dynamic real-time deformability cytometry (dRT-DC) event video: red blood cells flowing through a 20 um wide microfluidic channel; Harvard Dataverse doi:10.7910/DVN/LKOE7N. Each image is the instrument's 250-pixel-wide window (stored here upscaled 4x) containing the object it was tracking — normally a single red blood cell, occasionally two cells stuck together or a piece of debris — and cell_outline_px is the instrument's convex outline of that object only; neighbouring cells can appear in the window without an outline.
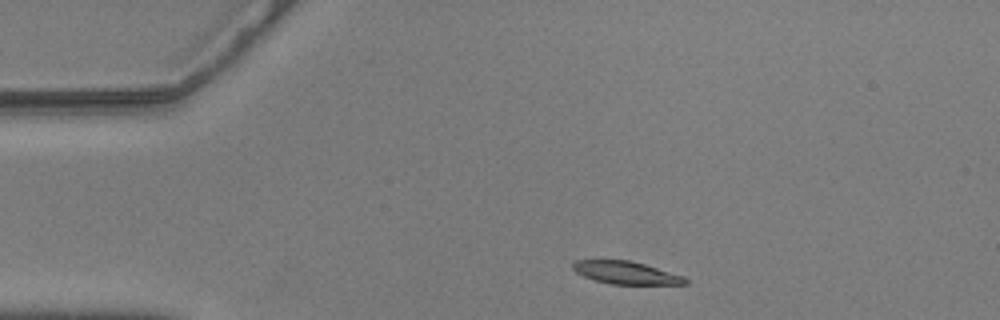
{"species": "common noctule bat (a hibernating species)", "species_latin": "Nyctalus noctula", "temperature_condition": "warm", "stored_images_in_passage": 47, "camera_frame_rate_fps": 3000, "um_per_image_px": 0.085, "animal": {"sex": "male", "body_mass_g": 20.5, "forearm_length_mm": 52.5}, "frame": {"image": 1, "passage_image": 1, "time_ms": 0.0, "image_size_px": [1000, 320], "cell_outline_px": [[688, 284], [612, 284], [596, 280], [584, 276], [576, 272], [572, 268], [572, 264], [576, 260], [632, 260], [684, 276], [688, 280]], "centroid_in_image_um": [53.23, 23.17], "position_along_channel_um": 31.8, "area_um2": 14.8}}
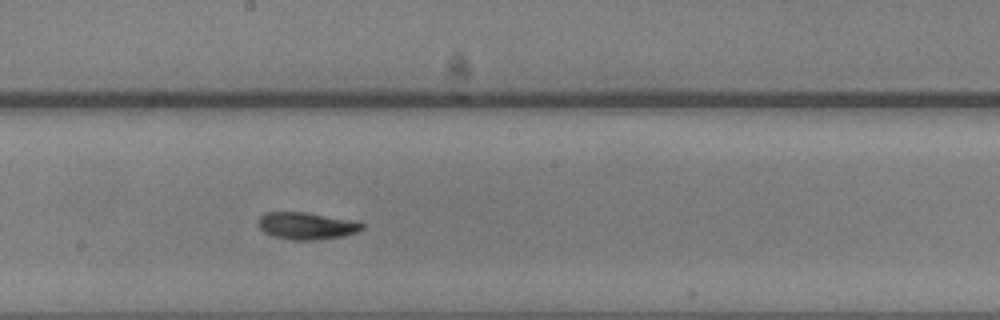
{"frame": {"image": 2, "passage_image": 21, "time_ms": 6.667, "image_size_px": [1000, 320], "cell_outline_px": [[364, 228], [356, 232], [344, 236], [316, 240], [292, 240], [272, 236], [264, 232], [256, 224], [260, 216], [264, 212], [304, 212], [364, 224]], "centroid_in_image_um": [25.95, 19.21], "position_along_channel_um": 222.2, "area_um2": 16.13}}
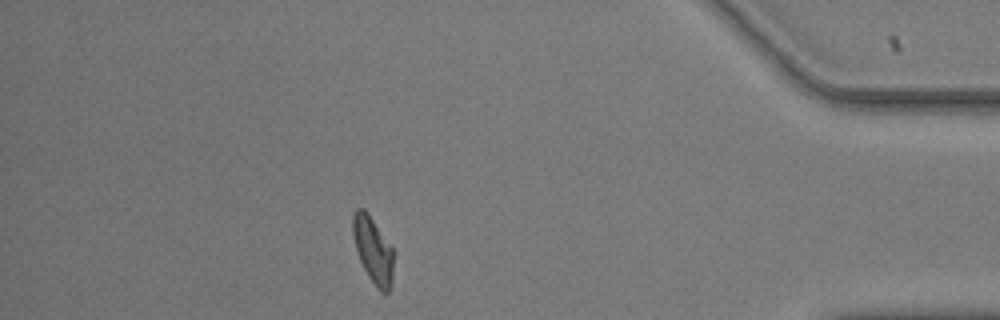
{"frame": {"image": 3, "passage_image": 40, "time_ms": 13.0, "image_size_px": [1000, 320], "cell_outline_px": [[392, 284], [388, 292], [380, 292], [376, 288], [368, 276], [356, 252], [352, 232], [352, 212], [356, 208], [364, 208], [368, 212], [392, 248]], "centroid_in_image_um": [31.67, 21.23], "position_along_channel_um": 403.5, "area_um2": 15.72}, "authors_computed_cell_mechanics": {"area_um2": 16.1262, "velocity_mm_per_s": 3.5569, "shape_relaxation_time_tau1_ms": 3.8473, "shape_relaxation_time_tau2_ms": 4.2072, "deformation_change_tau1": 0.1822, "deformation_change_tau2": 0.124}}